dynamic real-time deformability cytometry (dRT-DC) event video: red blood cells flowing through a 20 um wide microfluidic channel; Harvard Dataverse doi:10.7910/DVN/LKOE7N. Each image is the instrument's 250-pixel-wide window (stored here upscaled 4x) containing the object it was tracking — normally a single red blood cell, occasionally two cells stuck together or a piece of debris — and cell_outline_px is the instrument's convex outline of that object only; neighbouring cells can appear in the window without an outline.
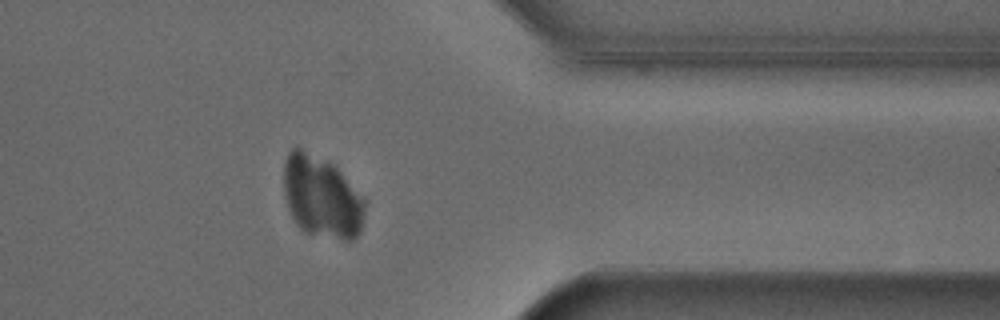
{"species": "Egyptian fruit bat (a non-hibernating species)", "species_latin": "Rousettus aegyptiacus", "temperature_condition": "cold", "stored_images_in_passage": 53, "camera_frame_rate_fps": 3000, "um_per_image_px": 0.085, "animal": {"sex": "male"}, "frame": {"image": 1, "passage_image": 42, "time_ms": 13.667, "image_size_px": [1000, 320], "cell_outline_px": [[364, 212], [360, 232], [352, 240], [344, 240], [304, 232], [296, 224], [288, 208], [284, 196], [284, 160], [288, 152], [296, 144], [332, 164], [340, 172], [364, 200]], "centroid_in_image_um": [27.29, 16.72], "position_along_channel_um": 384.1, "area_um2": 38.55}}